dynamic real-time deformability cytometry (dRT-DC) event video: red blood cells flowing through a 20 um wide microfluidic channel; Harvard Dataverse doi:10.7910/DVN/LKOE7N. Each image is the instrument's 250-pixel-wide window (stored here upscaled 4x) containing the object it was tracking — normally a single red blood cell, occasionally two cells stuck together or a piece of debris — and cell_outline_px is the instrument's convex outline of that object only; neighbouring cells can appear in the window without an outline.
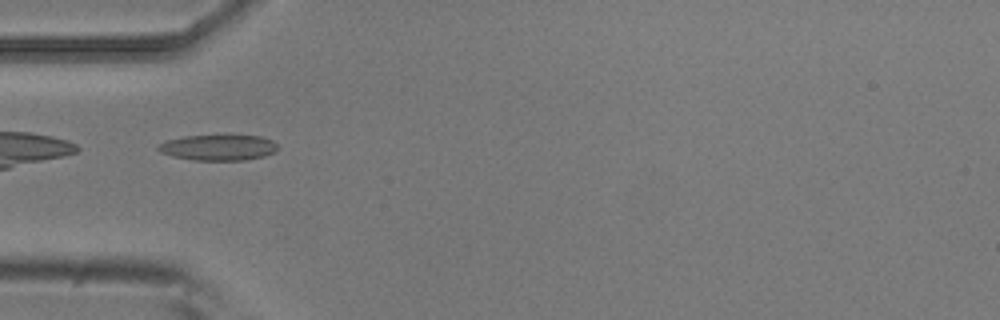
{"species": "common noctule bat (a hibernating species)", "species_latin": "Nyctalus noctula", "temperature_condition": "room temperature", "stored_images_in_passage": 3, "camera_frame_rate_fps": 3000, "um_per_image_px": 0.085, "animal": {"sex": "male", "body_mass_g": 20.5, "forearm_length_mm": 52.5}, "frame": {"image": 1, "passage_image": 1, "time_ms": 0.0, "image_size_px": [1000, 320], "cell_outline_px": [[276, 152], [264, 156], [244, 160], [196, 160], [172, 156], [160, 152], [156, 148], [160, 144], [168, 140], [184, 136], [260, 136], [272, 140], [276, 144]], "centroid_in_image_um": [18.56, 12.55], "position_along_channel_um": 66.4, "area_um2": 17.63}}
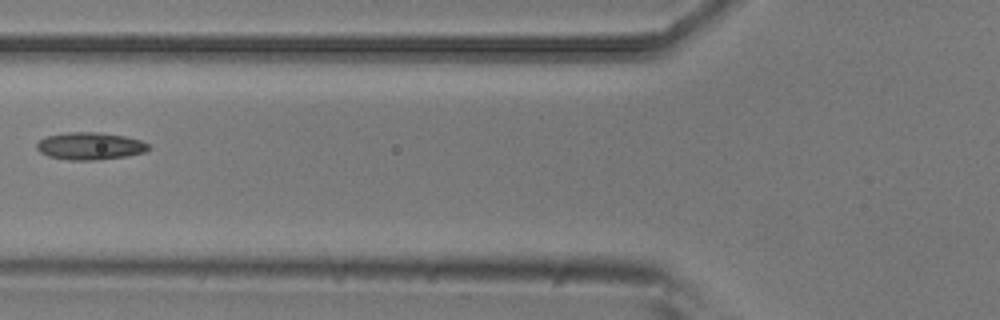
{"frame": {"image": 2, "passage_image": 2, "time_ms": 0.333, "image_size_px": [1000, 320], "cell_outline_px": [[148, 148], [144, 152], [128, 156], [92, 160], [68, 160], [48, 156], [40, 152], [36, 148], [36, 144], [40, 140], [48, 136], [68, 132], [100, 132], [124, 136], [140, 140], [148, 144]], "centroid_in_image_um": [7.63, 12.41], "position_along_channel_um": 118.2, "area_um2": 17.69}}
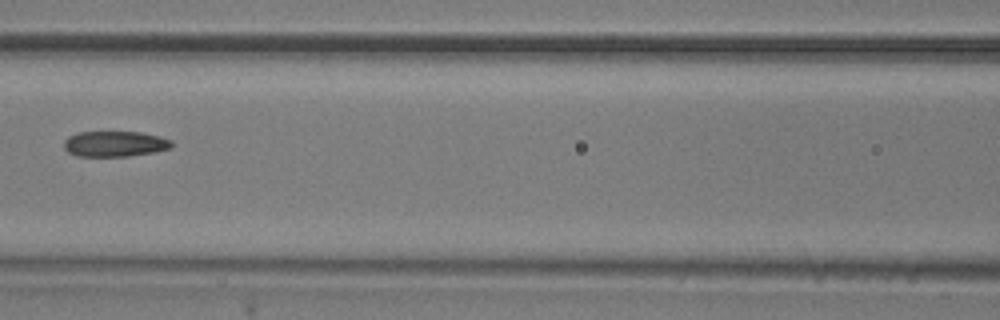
{"frame": {"image": 3, "passage_image": 3, "time_ms": 0.667, "image_size_px": [1000, 320], "cell_outline_px": [[172, 148], [156, 152], [128, 156], [76, 156], [68, 152], [64, 148], [64, 140], [68, 136], [76, 132], [140, 132], [160, 136], [172, 140]], "centroid_in_image_um": [9.77, 12.23], "position_along_channel_um": 156.8, "area_um2": 16.24}}